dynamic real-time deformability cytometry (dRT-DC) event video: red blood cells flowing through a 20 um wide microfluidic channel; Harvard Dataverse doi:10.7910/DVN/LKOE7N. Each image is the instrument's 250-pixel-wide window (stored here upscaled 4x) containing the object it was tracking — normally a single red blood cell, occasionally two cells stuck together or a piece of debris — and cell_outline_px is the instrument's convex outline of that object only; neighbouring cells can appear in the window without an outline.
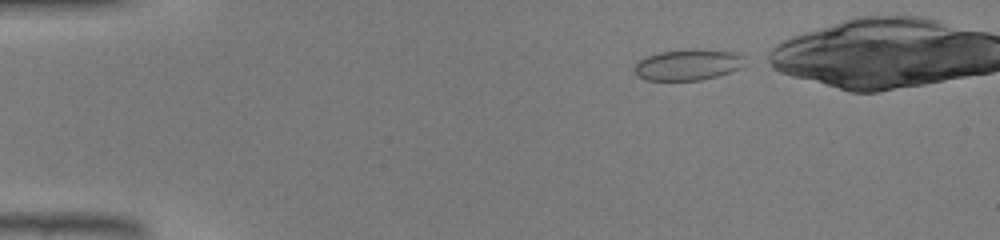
{"species": "common noctule bat (a hibernating species)", "species_latin": "Nyctalus noctula", "temperature_condition": "warm", "stored_images_in_passage": 35, "camera_frame_rate_fps": 3000, "um_per_image_px": 0.085, "animal": {"sex": "male", "body_mass_g": 19.0, "forearm_length_mm": 50.8}, "frame": {"image": 1, "passage_image": 1, "time_ms": 0.0, "image_size_px": [1000, 240], "cell_outline_px": [[744, 56], [740, 68], [716, 76], [700, 80], [644, 80], [636, 76], [632, 68], [644, 56], [660, 52], [696, 48], [732, 52]], "centroid_in_image_um": [58.39, 5.5], "position_along_channel_um": 26.6, "area_um2": 19.94}}
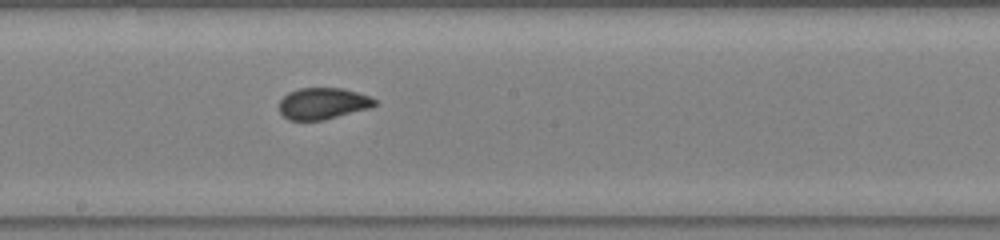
{"frame": {"image": 2, "passage_image": 19, "time_ms": 6.0, "image_size_px": [1000, 240], "cell_outline_px": [[376, 104], [372, 108], [324, 120], [288, 120], [280, 112], [280, 100], [288, 92], [300, 88], [344, 88], [368, 96], [376, 100]], "centroid_in_image_um": [27.46, 8.8], "position_along_channel_um": 220.7, "area_um2": 17.57}}
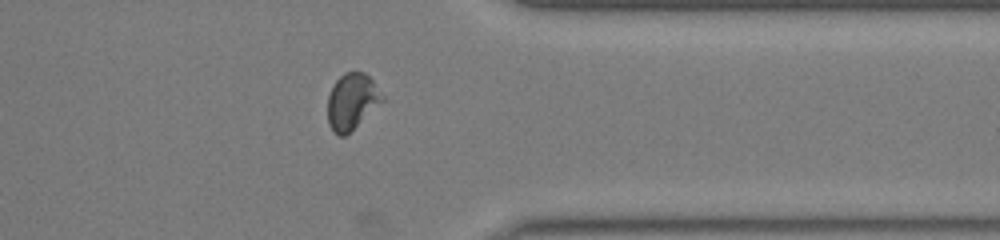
{"frame": {"image": 3, "passage_image": 30, "time_ms": 9.667, "image_size_px": [1000, 240], "cell_outline_px": [[384, 100], [344, 136], [340, 136], [332, 132], [328, 124], [328, 96], [332, 84], [344, 72], [364, 72], [372, 80], [384, 96]], "centroid_in_image_um": [29.88, 8.61], "position_along_channel_um": 381.5, "area_um2": 17.69}}